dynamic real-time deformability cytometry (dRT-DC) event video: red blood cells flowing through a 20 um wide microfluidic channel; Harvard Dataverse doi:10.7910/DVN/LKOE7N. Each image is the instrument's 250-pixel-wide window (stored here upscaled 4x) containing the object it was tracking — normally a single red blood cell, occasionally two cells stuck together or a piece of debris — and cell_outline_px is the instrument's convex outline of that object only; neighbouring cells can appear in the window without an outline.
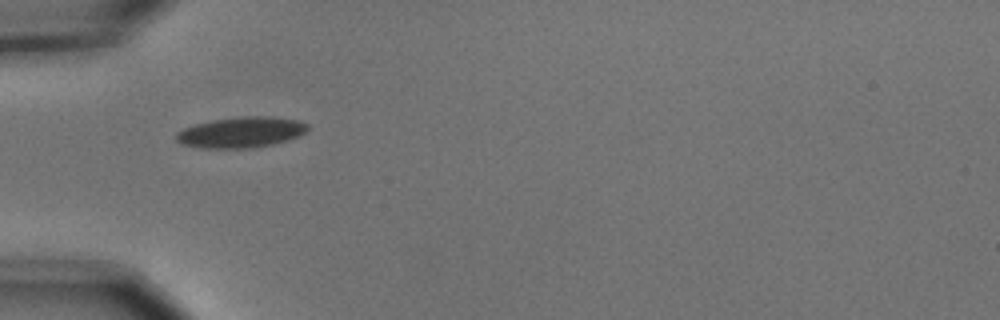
{"species": "common noctule bat (a hibernating species)", "species_latin": "Nyctalus noctula", "temperature_condition": "cold", "stored_images_in_passage": 7, "camera_frame_rate_fps": 3000, "um_per_image_px": 0.085, "animal": {"sex": "male", "body_mass_g": 15.6}, "frame": {"image": 1, "passage_image": 1, "time_ms": 0.0, "image_size_px": [1000, 320], "cell_outline_px": [[308, 128], [300, 136], [288, 140], [272, 144], [252, 148], [200, 148], [184, 144], [176, 140], [176, 132], [184, 128], [196, 124], [212, 120], [244, 116], [272, 116], [296, 120], [308, 124]], "centroid_in_image_um": [20.5, 11.24], "position_along_channel_um": 64.5, "area_um2": 23.47}}
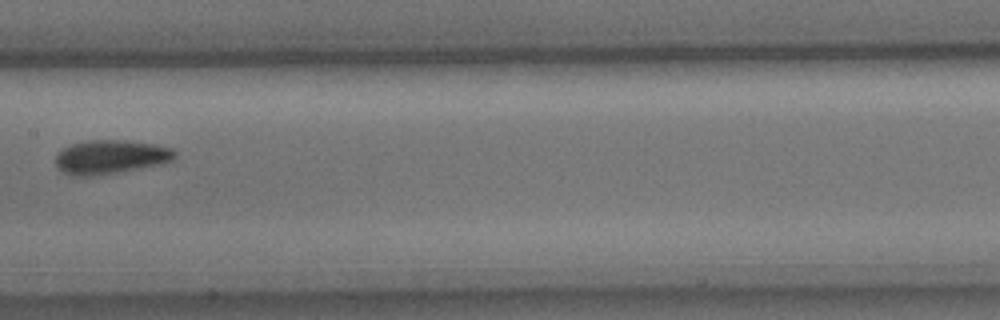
{"frame": {"image": 2, "passage_image": 4, "time_ms": 1.0, "image_size_px": [1000, 320], "cell_outline_px": [[176, 156], [172, 160], [164, 164], [100, 176], [72, 176], [64, 172], [56, 164], [56, 156], [64, 148], [72, 144], [88, 140], [124, 140], [152, 144], [172, 148], [176, 152]], "centroid_in_image_um": [9.44, 13.36], "position_along_channel_um": 198.0, "area_um2": 23.7}}
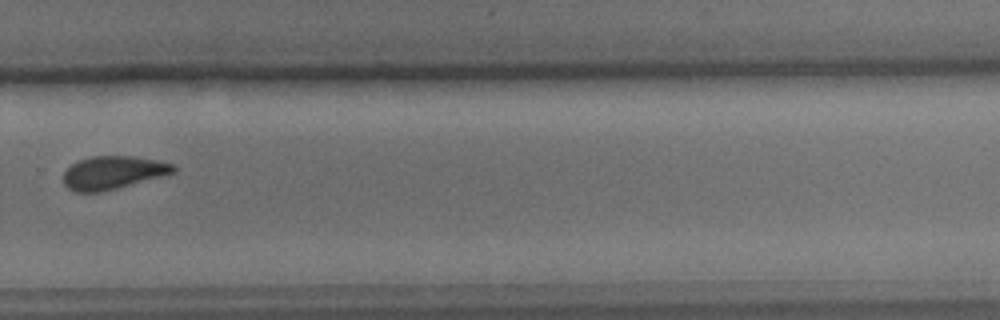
{"frame": {"image": 3, "passage_image": 7, "time_ms": 2.0, "image_size_px": [1000, 320], "cell_outline_px": [[176, 172], [116, 188], [100, 192], [76, 192], [68, 188], [64, 184], [64, 172], [72, 164], [80, 160], [92, 156], [132, 156], [156, 160], [172, 164], [176, 168]], "centroid_in_image_um": [9.58, 14.67], "position_along_channel_um": 320.2, "area_um2": 20.87}}